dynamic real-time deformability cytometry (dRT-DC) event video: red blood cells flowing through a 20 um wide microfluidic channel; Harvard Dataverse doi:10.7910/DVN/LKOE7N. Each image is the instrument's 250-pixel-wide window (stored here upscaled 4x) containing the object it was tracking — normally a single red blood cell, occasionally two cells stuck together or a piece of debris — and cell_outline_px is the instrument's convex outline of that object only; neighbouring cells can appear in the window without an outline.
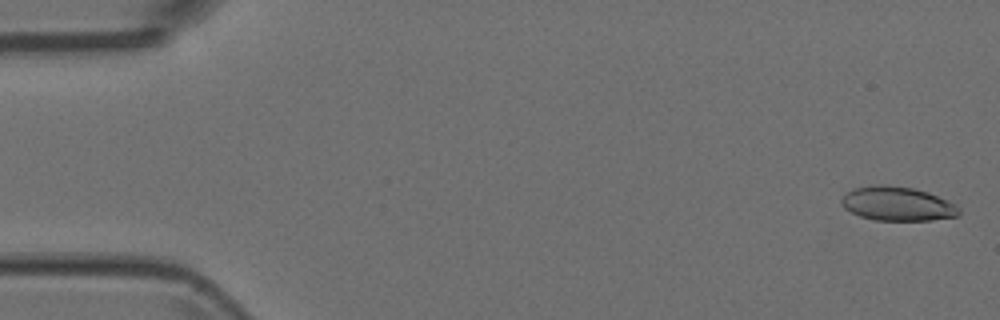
{"species": "Egyptian fruit bat (a non-hibernating species)", "species_latin": "Rousettus aegyptiacus", "temperature_condition": "room temperature", "stored_images_in_passage": 14, "camera_frame_rate_fps": 3000, "um_per_image_px": 0.085, "animal": {"sex": "female"}, "frame": {"image": 1, "passage_image": 1, "time_ms": 0.0, "image_size_px": [1000, 320], "cell_outline_px": [[960, 216], [932, 220], [876, 220], [860, 216], [844, 208], [840, 204], [840, 200], [852, 188], [872, 184], [888, 184], [912, 188], [928, 192], [956, 204], [960, 208]], "centroid_in_image_um": [76.28, 17.31], "position_along_channel_um": 8.7, "area_um2": 23.58}}
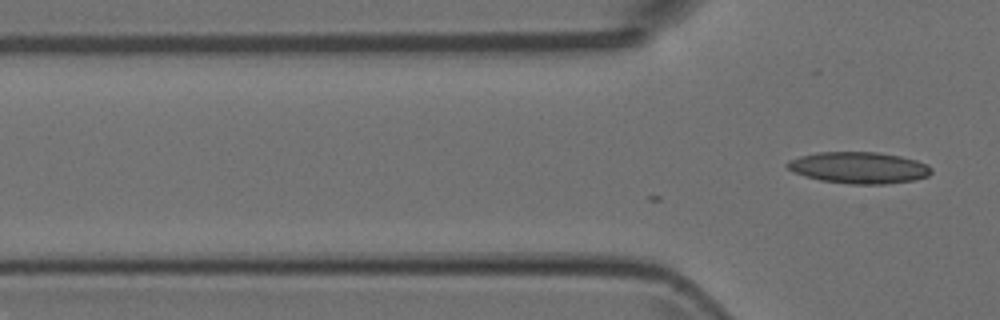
{"frame": {"image": 2, "passage_image": 14, "time_ms": 4.333, "image_size_px": [1000, 320], "cell_outline_px": [[932, 172], [928, 176], [916, 180], [884, 184], [848, 184], [820, 180], [804, 176], [792, 172], [784, 164], [788, 160], [800, 156], [816, 152], [876, 152], [900, 156], [916, 160], [928, 164], [932, 168]], "centroid_in_image_um": [72.99, 14.25], "position_along_channel_um": 52.8, "area_um2": 26.7}}